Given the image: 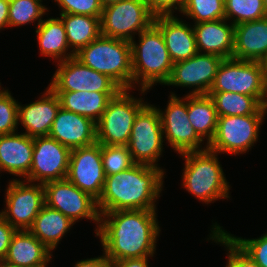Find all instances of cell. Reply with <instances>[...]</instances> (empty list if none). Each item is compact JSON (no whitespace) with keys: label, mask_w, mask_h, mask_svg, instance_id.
Instances as JSON below:
<instances>
[{"label":"cell","mask_w":267,"mask_h":267,"mask_svg":"<svg viewBox=\"0 0 267 267\" xmlns=\"http://www.w3.org/2000/svg\"><path fill=\"white\" fill-rule=\"evenodd\" d=\"M156 211L120 210L100 214L96 236L111 262L154 256L161 234Z\"/></svg>","instance_id":"6da1fadb"},{"label":"cell","mask_w":267,"mask_h":267,"mask_svg":"<svg viewBox=\"0 0 267 267\" xmlns=\"http://www.w3.org/2000/svg\"><path fill=\"white\" fill-rule=\"evenodd\" d=\"M163 168L135 163L120 173L106 176L97 200L100 214L120 210H156L165 178Z\"/></svg>","instance_id":"7a4b0ae2"},{"label":"cell","mask_w":267,"mask_h":267,"mask_svg":"<svg viewBox=\"0 0 267 267\" xmlns=\"http://www.w3.org/2000/svg\"><path fill=\"white\" fill-rule=\"evenodd\" d=\"M138 36L139 43H136L135 39L131 41L133 89L135 90L138 86L137 90L144 95L154 87V84L164 85L167 82L173 62L163 35L154 24L140 32Z\"/></svg>","instance_id":"3957f363"},{"label":"cell","mask_w":267,"mask_h":267,"mask_svg":"<svg viewBox=\"0 0 267 267\" xmlns=\"http://www.w3.org/2000/svg\"><path fill=\"white\" fill-rule=\"evenodd\" d=\"M180 156L185 160L181 185L188 193L207 205L219 199H230L231 187L218 160V153L207 148Z\"/></svg>","instance_id":"277c9868"},{"label":"cell","mask_w":267,"mask_h":267,"mask_svg":"<svg viewBox=\"0 0 267 267\" xmlns=\"http://www.w3.org/2000/svg\"><path fill=\"white\" fill-rule=\"evenodd\" d=\"M74 57L85 66L107 75L122 90H133L130 41L100 35Z\"/></svg>","instance_id":"5b68a950"},{"label":"cell","mask_w":267,"mask_h":267,"mask_svg":"<svg viewBox=\"0 0 267 267\" xmlns=\"http://www.w3.org/2000/svg\"><path fill=\"white\" fill-rule=\"evenodd\" d=\"M130 90H121L112 98L96 123V142L108 146H127L138 112L147 104Z\"/></svg>","instance_id":"8992f818"},{"label":"cell","mask_w":267,"mask_h":267,"mask_svg":"<svg viewBox=\"0 0 267 267\" xmlns=\"http://www.w3.org/2000/svg\"><path fill=\"white\" fill-rule=\"evenodd\" d=\"M209 92L245 94L267 106V79L262 62L223 59Z\"/></svg>","instance_id":"52a82bcc"},{"label":"cell","mask_w":267,"mask_h":267,"mask_svg":"<svg viewBox=\"0 0 267 267\" xmlns=\"http://www.w3.org/2000/svg\"><path fill=\"white\" fill-rule=\"evenodd\" d=\"M267 115V106L257 114L219 116L214 138L208 149L218 154L239 155L249 152L258 141L260 128Z\"/></svg>","instance_id":"ba28073f"},{"label":"cell","mask_w":267,"mask_h":267,"mask_svg":"<svg viewBox=\"0 0 267 267\" xmlns=\"http://www.w3.org/2000/svg\"><path fill=\"white\" fill-rule=\"evenodd\" d=\"M162 123L158 108L147 103L136 115L127 148L137 164L159 167L164 149Z\"/></svg>","instance_id":"9c48e42d"},{"label":"cell","mask_w":267,"mask_h":267,"mask_svg":"<svg viewBox=\"0 0 267 267\" xmlns=\"http://www.w3.org/2000/svg\"><path fill=\"white\" fill-rule=\"evenodd\" d=\"M154 17L145 0H122L106 5L100 18L101 35L131 42L135 35L153 24Z\"/></svg>","instance_id":"30bf717a"},{"label":"cell","mask_w":267,"mask_h":267,"mask_svg":"<svg viewBox=\"0 0 267 267\" xmlns=\"http://www.w3.org/2000/svg\"><path fill=\"white\" fill-rule=\"evenodd\" d=\"M4 197L6 206L0 215L16 230H29L45 205L43 184L20 178L9 180Z\"/></svg>","instance_id":"8fae6325"},{"label":"cell","mask_w":267,"mask_h":267,"mask_svg":"<svg viewBox=\"0 0 267 267\" xmlns=\"http://www.w3.org/2000/svg\"><path fill=\"white\" fill-rule=\"evenodd\" d=\"M170 94L164 111L158 108L166 143H169L171 149H174L178 155L207 149L208 144L202 146L204 140L188 120L187 94L183 98L178 97L174 92Z\"/></svg>","instance_id":"7c38bea8"},{"label":"cell","mask_w":267,"mask_h":267,"mask_svg":"<svg viewBox=\"0 0 267 267\" xmlns=\"http://www.w3.org/2000/svg\"><path fill=\"white\" fill-rule=\"evenodd\" d=\"M45 204L58 210L76 223L80 219L96 222L95 234L99 227L100 213L97 200L90 194L80 190L67 179L49 181L43 184Z\"/></svg>","instance_id":"4fadbf2b"},{"label":"cell","mask_w":267,"mask_h":267,"mask_svg":"<svg viewBox=\"0 0 267 267\" xmlns=\"http://www.w3.org/2000/svg\"><path fill=\"white\" fill-rule=\"evenodd\" d=\"M58 68L48 85L53 91L120 92L122 89L107 75L85 66L72 57L57 62Z\"/></svg>","instance_id":"5bb4252c"},{"label":"cell","mask_w":267,"mask_h":267,"mask_svg":"<svg viewBox=\"0 0 267 267\" xmlns=\"http://www.w3.org/2000/svg\"><path fill=\"white\" fill-rule=\"evenodd\" d=\"M222 61L218 55L198 52L187 60L173 63L164 85L192 88L188 95H207Z\"/></svg>","instance_id":"9a60e30c"},{"label":"cell","mask_w":267,"mask_h":267,"mask_svg":"<svg viewBox=\"0 0 267 267\" xmlns=\"http://www.w3.org/2000/svg\"><path fill=\"white\" fill-rule=\"evenodd\" d=\"M32 166L24 179L44 184L66 179L71 150L49 136L35 137Z\"/></svg>","instance_id":"2e32d148"},{"label":"cell","mask_w":267,"mask_h":267,"mask_svg":"<svg viewBox=\"0 0 267 267\" xmlns=\"http://www.w3.org/2000/svg\"><path fill=\"white\" fill-rule=\"evenodd\" d=\"M105 173L101 157V144L72 149L66 179L96 200L102 194Z\"/></svg>","instance_id":"e0dca14e"},{"label":"cell","mask_w":267,"mask_h":267,"mask_svg":"<svg viewBox=\"0 0 267 267\" xmlns=\"http://www.w3.org/2000/svg\"><path fill=\"white\" fill-rule=\"evenodd\" d=\"M61 107L58 95L48 86L36 101L22 105L18 103V123L29 137L48 136Z\"/></svg>","instance_id":"ac0fdd59"},{"label":"cell","mask_w":267,"mask_h":267,"mask_svg":"<svg viewBox=\"0 0 267 267\" xmlns=\"http://www.w3.org/2000/svg\"><path fill=\"white\" fill-rule=\"evenodd\" d=\"M70 150L96 142V123L60 107L48 135Z\"/></svg>","instance_id":"d6986e66"},{"label":"cell","mask_w":267,"mask_h":267,"mask_svg":"<svg viewBox=\"0 0 267 267\" xmlns=\"http://www.w3.org/2000/svg\"><path fill=\"white\" fill-rule=\"evenodd\" d=\"M177 17L174 14L156 15L153 21L163 35L173 63L187 60L198 53L193 25Z\"/></svg>","instance_id":"ffe728a7"},{"label":"cell","mask_w":267,"mask_h":267,"mask_svg":"<svg viewBox=\"0 0 267 267\" xmlns=\"http://www.w3.org/2000/svg\"><path fill=\"white\" fill-rule=\"evenodd\" d=\"M33 141L34 138L19 132L0 135V173L6 171L25 179L32 166Z\"/></svg>","instance_id":"44dd1931"},{"label":"cell","mask_w":267,"mask_h":267,"mask_svg":"<svg viewBox=\"0 0 267 267\" xmlns=\"http://www.w3.org/2000/svg\"><path fill=\"white\" fill-rule=\"evenodd\" d=\"M227 21L223 18L194 23L193 29L199 53L215 54L223 59L232 58L235 26Z\"/></svg>","instance_id":"7402d4cb"},{"label":"cell","mask_w":267,"mask_h":267,"mask_svg":"<svg viewBox=\"0 0 267 267\" xmlns=\"http://www.w3.org/2000/svg\"><path fill=\"white\" fill-rule=\"evenodd\" d=\"M267 56V17L235 25L232 58L262 62Z\"/></svg>","instance_id":"603a6c76"},{"label":"cell","mask_w":267,"mask_h":267,"mask_svg":"<svg viewBox=\"0 0 267 267\" xmlns=\"http://www.w3.org/2000/svg\"><path fill=\"white\" fill-rule=\"evenodd\" d=\"M52 253L29 230H17L3 261L15 267H48Z\"/></svg>","instance_id":"cb8c5ba5"},{"label":"cell","mask_w":267,"mask_h":267,"mask_svg":"<svg viewBox=\"0 0 267 267\" xmlns=\"http://www.w3.org/2000/svg\"><path fill=\"white\" fill-rule=\"evenodd\" d=\"M67 111L77 113L97 123L108 102L119 92L54 91Z\"/></svg>","instance_id":"d4e9b609"},{"label":"cell","mask_w":267,"mask_h":267,"mask_svg":"<svg viewBox=\"0 0 267 267\" xmlns=\"http://www.w3.org/2000/svg\"><path fill=\"white\" fill-rule=\"evenodd\" d=\"M40 54L53 58L56 62L65 61L75 56L68 46L62 19L52 17L44 19L35 30ZM70 51V52H68Z\"/></svg>","instance_id":"484cf974"},{"label":"cell","mask_w":267,"mask_h":267,"mask_svg":"<svg viewBox=\"0 0 267 267\" xmlns=\"http://www.w3.org/2000/svg\"><path fill=\"white\" fill-rule=\"evenodd\" d=\"M74 224L64 214L45 204L29 231L53 252Z\"/></svg>","instance_id":"4316f807"},{"label":"cell","mask_w":267,"mask_h":267,"mask_svg":"<svg viewBox=\"0 0 267 267\" xmlns=\"http://www.w3.org/2000/svg\"><path fill=\"white\" fill-rule=\"evenodd\" d=\"M188 120L196 133L209 144L214 138L218 114L209 95L187 94ZM206 138V139H205Z\"/></svg>","instance_id":"83f0119b"},{"label":"cell","mask_w":267,"mask_h":267,"mask_svg":"<svg viewBox=\"0 0 267 267\" xmlns=\"http://www.w3.org/2000/svg\"><path fill=\"white\" fill-rule=\"evenodd\" d=\"M62 19L68 46L76 54L101 35V17L77 14H59Z\"/></svg>","instance_id":"f1b7e54d"},{"label":"cell","mask_w":267,"mask_h":267,"mask_svg":"<svg viewBox=\"0 0 267 267\" xmlns=\"http://www.w3.org/2000/svg\"><path fill=\"white\" fill-rule=\"evenodd\" d=\"M218 116L257 114L264 105L253 96L232 92H209Z\"/></svg>","instance_id":"f546056e"},{"label":"cell","mask_w":267,"mask_h":267,"mask_svg":"<svg viewBox=\"0 0 267 267\" xmlns=\"http://www.w3.org/2000/svg\"><path fill=\"white\" fill-rule=\"evenodd\" d=\"M42 3L43 0H10L9 28L32 24L36 21L38 22L37 27L43 21L42 17L49 11L48 7Z\"/></svg>","instance_id":"4dcf8cb0"},{"label":"cell","mask_w":267,"mask_h":267,"mask_svg":"<svg viewBox=\"0 0 267 267\" xmlns=\"http://www.w3.org/2000/svg\"><path fill=\"white\" fill-rule=\"evenodd\" d=\"M224 5L225 19L234 26L267 17L263 0H224Z\"/></svg>","instance_id":"1f68e13d"},{"label":"cell","mask_w":267,"mask_h":267,"mask_svg":"<svg viewBox=\"0 0 267 267\" xmlns=\"http://www.w3.org/2000/svg\"><path fill=\"white\" fill-rule=\"evenodd\" d=\"M209 240L224 246L227 254V262L225 267H260L250 256H248L223 230L217 222L213 223ZM222 244V245H221Z\"/></svg>","instance_id":"d6a6232c"},{"label":"cell","mask_w":267,"mask_h":267,"mask_svg":"<svg viewBox=\"0 0 267 267\" xmlns=\"http://www.w3.org/2000/svg\"><path fill=\"white\" fill-rule=\"evenodd\" d=\"M194 23L225 18L224 0H185L180 11Z\"/></svg>","instance_id":"836d02e7"},{"label":"cell","mask_w":267,"mask_h":267,"mask_svg":"<svg viewBox=\"0 0 267 267\" xmlns=\"http://www.w3.org/2000/svg\"><path fill=\"white\" fill-rule=\"evenodd\" d=\"M101 157L105 176L120 173L135 164L127 146L101 145Z\"/></svg>","instance_id":"e575fe53"},{"label":"cell","mask_w":267,"mask_h":267,"mask_svg":"<svg viewBox=\"0 0 267 267\" xmlns=\"http://www.w3.org/2000/svg\"><path fill=\"white\" fill-rule=\"evenodd\" d=\"M0 88V135L18 132V100L9 89Z\"/></svg>","instance_id":"d590c367"},{"label":"cell","mask_w":267,"mask_h":267,"mask_svg":"<svg viewBox=\"0 0 267 267\" xmlns=\"http://www.w3.org/2000/svg\"><path fill=\"white\" fill-rule=\"evenodd\" d=\"M223 230L260 267H267V233L259 238L246 239L228 233L225 229Z\"/></svg>","instance_id":"8d00e7d4"},{"label":"cell","mask_w":267,"mask_h":267,"mask_svg":"<svg viewBox=\"0 0 267 267\" xmlns=\"http://www.w3.org/2000/svg\"><path fill=\"white\" fill-rule=\"evenodd\" d=\"M60 8V14H77L101 17L103 6L99 0H54Z\"/></svg>","instance_id":"74e56055"},{"label":"cell","mask_w":267,"mask_h":267,"mask_svg":"<svg viewBox=\"0 0 267 267\" xmlns=\"http://www.w3.org/2000/svg\"><path fill=\"white\" fill-rule=\"evenodd\" d=\"M148 9L156 15H172L181 11L185 0H145ZM175 10V11H174Z\"/></svg>","instance_id":"f35d334b"},{"label":"cell","mask_w":267,"mask_h":267,"mask_svg":"<svg viewBox=\"0 0 267 267\" xmlns=\"http://www.w3.org/2000/svg\"><path fill=\"white\" fill-rule=\"evenodd\" d=\"M17 230L0 215V261L7 255L12 236Z\"/></svg>","instance_id":"ab89813d"},{"label":"cell","mask_w":267,"mask_h":267,"mask_svg":"<svg viewBox=\"0 0 267 267\" xmlns=\"http://www.w3.org/2000/svg\"><path fill=\"white\" fill-rule=\"evenodd\" d=\"M74 267H111V261L103 253L102 256L77 261Z\"/></svg>","instance_id":"60d3db41"},{"label":"cell","mask_w":267,"mask_h":267,"mask_svg":"<svg viewBox=\"0 0 267 267\" xmlns=\"http://www.w3.org/2000/svg\"><path fill=\"white\" fill-rule=\"evenodd\" d=\"M148 259L150 257L123 259L111 262V267H149Z\"/></svg>","instance_id":"b9f144b4"},{"label":"cell","mask_w":267,"mask_h":267,"mask_svg":"<svg viewBox=\"0 0 267 267\" xmlns=\"http://www.w3.org/2000/svg\"><path fill=\"white\" fill-rule=\"evenodd\" d=\"M10 0H0V30L9 27L8 11Z\"/></svg>","instance_id":"7bdbcfd3"},{"label":"cell","mask_w":267,"mask_h":267,"mask_svg":"<svg viewBox=\"0 0 267 267\" xmlns=\"http://www.w3.org/2000/svg\"><path fill=\"white\" fill-rule=\"evenodd\" d=\"M101 5L104 7L106 5L112 4V3H116L122 0H99Z\"/></svg>","instance_id":"ee69618b"},{"label":"cell","mask_w":267,"mask_h":267,"mask_svg":"<svg viewBox=\"0 0 267 267\" xmlns=\"http://www.w3.org/2000/svg\"><path fill=\"white\" fill-rule=\"evenodd\" d=\"M262 64H263V69H264L265 76H266V79H267V56L262 61Z\"/></svg>","instance_id":"f6af8a7d"},{"label":"cell","mask_w":267,"mask_h":267,"mask_svg":"<svg viewBox=\"0 0 267 267\" xmlns=\"http://www.w3.org/2000/svg\"><path fill=\"white\" fill-rule=\"evenodd\" d=\"M0 267H15V266L9 265L5 263L4 261H0Z\"/></svg>","instance_id":"bcb514c9"},{"label":"cell","mask_w":267,"mask_h":267,"mask_svg":"<svg viewBox=\"0 0 267 267\" xmlns=\"http://www.w3.org/2000/svg\"><path fill=\"white\" fill-rule=\"evenodd\" d=\"M263 4H264V7H265V9L267 11V0H263Z\"/></svg>","instance_id":"7dc6e473"}]
</instances>
